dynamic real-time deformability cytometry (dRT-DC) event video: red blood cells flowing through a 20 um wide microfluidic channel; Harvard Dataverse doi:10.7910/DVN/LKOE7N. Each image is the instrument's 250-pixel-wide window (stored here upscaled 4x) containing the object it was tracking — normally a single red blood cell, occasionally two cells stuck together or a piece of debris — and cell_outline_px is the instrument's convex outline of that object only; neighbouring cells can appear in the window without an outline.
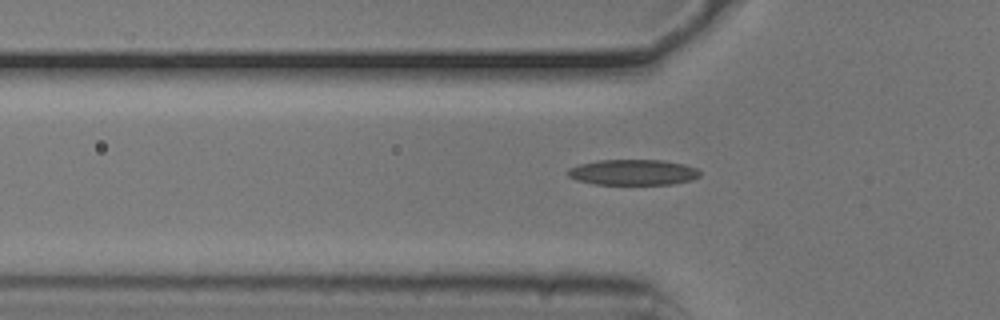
{"species": "common noctule bat (a hibernating species)", "species_latin": "Nyctalus noctula", "temperature_condition": "cold", "stored_images_in_passage": 38, "camera_frame_rate_fps": 3000, "um_per_image_px": 0.085, "animal": {"sex": "male", "body_mass_g": 20.5, "forearm_length_mm": 52.5}, "frame": {"image": 1, "passage_image": 10, "time_ms": 3.0, "image_size_px": [1000, 320], "cell_outline_px": [[700, 176], [692, 180], [672, 184], [596, 184], [576, 180], [568, 176], [568, 168], [580, 164], [596, 160], [664, 160], [684, 164], [696, 168], [700, 172]], "centroid_in_image_um": [53.81, 14.64], "position_along_channel_um": 72.0, "area_um2": 19.77}}
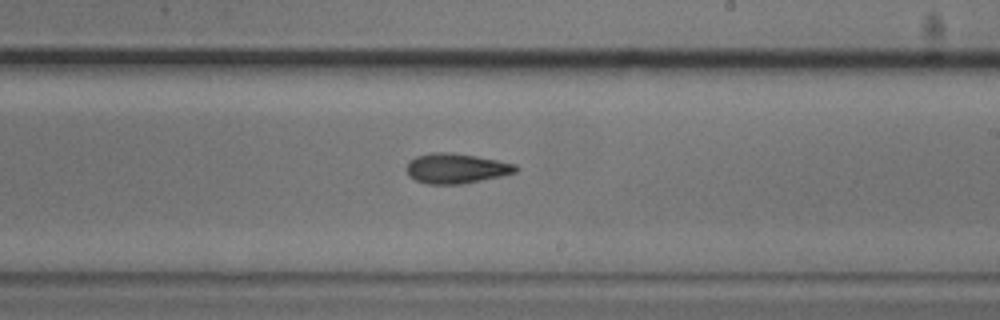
{"frame": {"image": 2, "passage_image": 24, "time_ms": 7.667, "image_size_px": [1000, 320], "cell_outline_px": [[520, 168], [516, 172], [500, 176], [460, 184], [428, 184], [416, 180], [408, 172], [408, 160], [416, 156], [432, 152], [452, 152], [476, 156], [516, 164]], "centroid_in_image_um": [38.79, 14.3], "position_along_channel_um": 250.2, "area_um2": 18.9}}
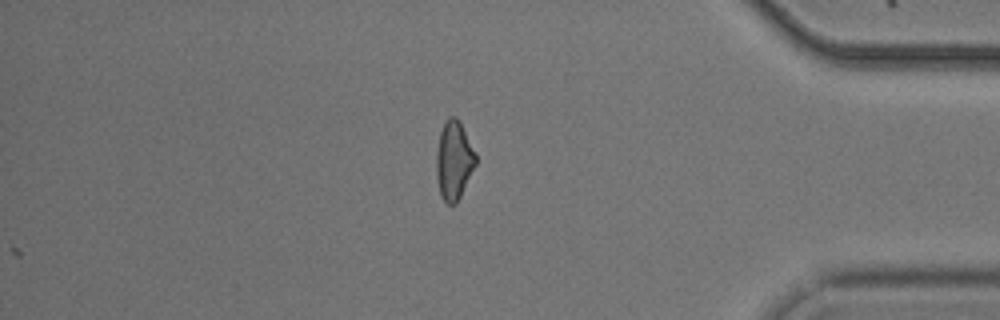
{"frame": {"image": 3, "passage_image": 38, "time_ms": 12.333, "image_size_px": [1000, 320], "cell_outline_px": [[476, 164], [456, 204], [448, 204], [440, 196], [436, 176], [436, 152], [440, 132], [448, 116], [456, 116], [460, 120], [476, 152]], "centroid_in_image_um": [38.58, 13.6], "position_along_channel_um": 396.6, "area_um2": 18.21}, "authors_computed_cell_mechanics": {"area_um2": 18.7561, "velocity_mm_per_s": 3.7976, "shape_relaxation_time_tau1_ms": 7.0106, "shape_relaxation_time_tau2_ms": 2.9581, "deformation_change_tau1": 0.1908, "deformation_change_tau2": 0.12}}